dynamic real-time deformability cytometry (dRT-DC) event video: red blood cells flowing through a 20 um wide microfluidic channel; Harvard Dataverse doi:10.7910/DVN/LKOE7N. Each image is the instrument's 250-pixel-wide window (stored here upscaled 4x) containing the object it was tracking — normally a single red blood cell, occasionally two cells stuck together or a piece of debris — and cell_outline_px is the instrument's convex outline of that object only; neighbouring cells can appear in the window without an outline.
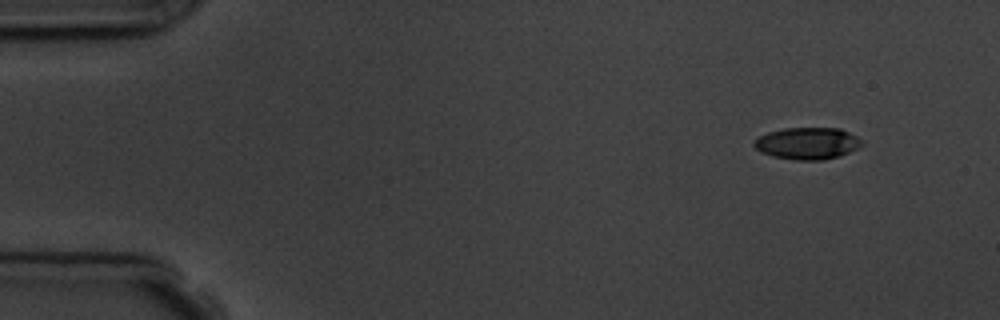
{"species": "common noctule bat (a hibernating species)", "species_latin": "Nyctalus noctula", "temperature_condition": "room temperature", "stored_images_in_passage": 5, "camera_frame_rate_fps": 3000, "um_per_image_px": 0.085, "animal": {"sex": "male", "body_mass_g": 19.5, "forearm_length_mm": 54.6}, "frame": {"image": 1, "passage_image": 1, "time_ms": 0.0, "image_size_px": [1000, 320], "cell_outline_px": [[864, 144], [860, 148], [840, 156], [824, 160], [796, 160], [772, 156], [756, 148], [752, 144], [760, 136], [768, 132], [784, 128], [840, 128], [864, 140]], "centroid_in_image_um": [68.7, 12.19], "position_along_channel_um": 16.3, "area_um2": 20.11}}
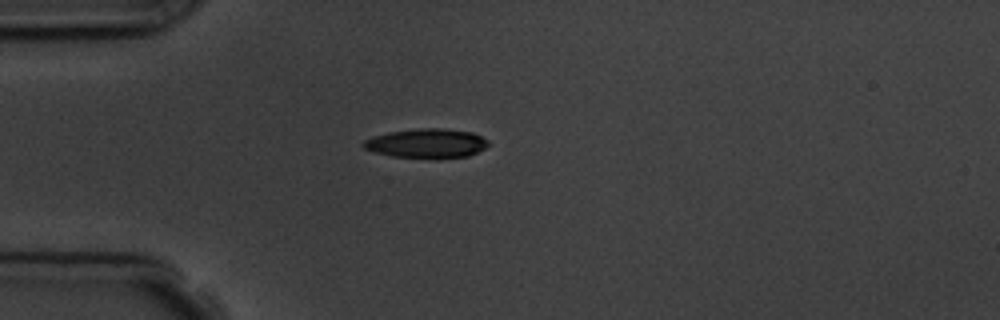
{"frame": {"image": 2, "passage_image": 4, "time_ms": 3.333, "image_size_px": [1000, 320], "cell_outline_px": [[488, 144], [484, 148], [468, 156], [392, 156], [376, 152], [364, 148], [360, 144], [364, 140], [372, 136], [388, 132], [420, 128], [440, 128], [472, 132], [488, 140]], "centroid_in_image_um": [36.22, 12.14], "position_along_channel_um": 48.8, "area_um2": 20.58}}